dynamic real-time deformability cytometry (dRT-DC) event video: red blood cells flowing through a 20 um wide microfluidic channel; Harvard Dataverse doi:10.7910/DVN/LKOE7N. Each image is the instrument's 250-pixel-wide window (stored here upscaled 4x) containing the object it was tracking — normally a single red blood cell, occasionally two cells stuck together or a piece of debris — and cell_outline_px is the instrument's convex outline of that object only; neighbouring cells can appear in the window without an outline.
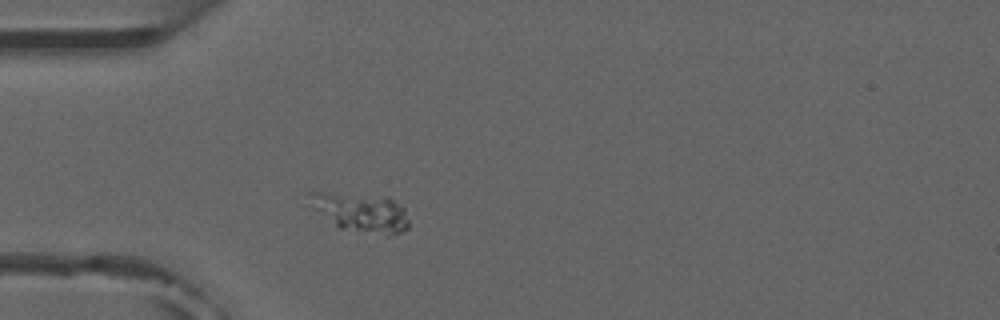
{"species": "common noctule bat (a hibernating species)", "species_latin": "Nyctalus noctula", "temperature_condition": "room temperature", "stored_images_in_passage": 1, "camera_frame_rate_fps": 3000, "um_per_image_px": 0.085, "animal": {"sex": "male", "forearm_length_mm": 52.5}, "frame": {"image": 1, "passage_image": 1, "time_ms": 0.0, "image_size_px": [1000, 320], "cell_outline_px": [[408, 228], [400, 232], [388, 236], [340, 228], [300, 204], [304, 192], [320, 192], [388, 196], [404, 208], [408, 220]], "centroid_in_image_um": [30.47, 18.01], "position_along_channel_um": 54.5, "area_um2": 23.7}}